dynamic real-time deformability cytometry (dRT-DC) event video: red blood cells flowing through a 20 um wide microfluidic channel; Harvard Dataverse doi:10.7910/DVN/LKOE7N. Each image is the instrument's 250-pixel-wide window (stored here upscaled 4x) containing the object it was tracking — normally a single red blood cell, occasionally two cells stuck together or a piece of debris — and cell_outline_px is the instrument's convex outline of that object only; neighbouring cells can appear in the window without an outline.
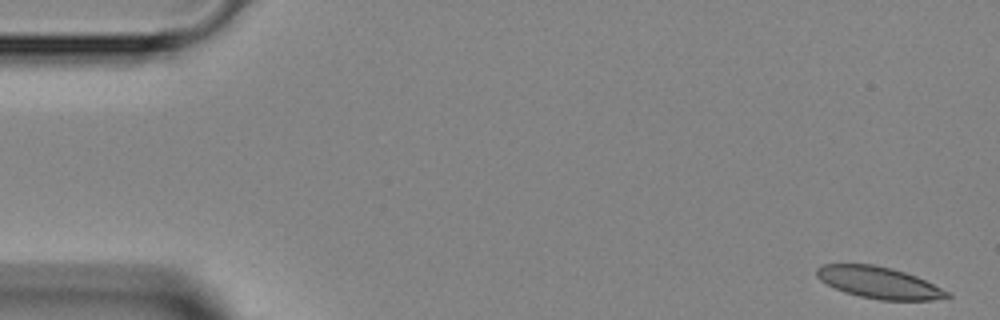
{"species": "Egyptian fruit bat (a non-hibernating species)", "species_latin": "Rousettus aegyptiacus", "temperature_condition": "room temperature", "stored_images_in_passage": 4, "segment_of_instrument_passage": [1, 2], "camera_frame_rate_fps": 3000, "um_per_image_px": 0.085, "animal": {"sex": "female"}, "frame": {"image": 1, "passage_image": 1, "time_ms": 0.0, "image_size_px": [1000, 320], "cell_outline_px": [[952, 296], [932, 300], [880, 300], [860, 296], [844, 292], [820, 280], [816, 276], [816, 268], [824, 264], [872, 264], [892, 268], [916, 276], [948, 292]], "centroid_in_image_um": [74.68, 24.02], "position_along_channel_um": 10.3, "area_um2": 23.76}}
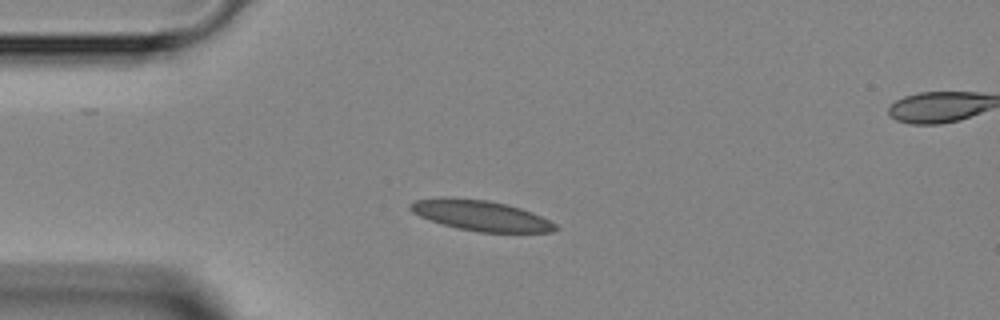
{"frame": {"image": 2, "passage_image": 3, "time_ms": 3.333, "image_size_px": [1000, 320], "cell_outline_px": [[560, 228], [552, 232], [480, 232], [456, 228], [420, 216], [412, 212], [408, 208], [408, 204], [416, 200], [440, 196], [444, 196], [488, 200], [508, 204], [532, 212], [556, 224]], "centroid_in_image_um": [40.84, 18.3], "position_along_channel_um": 44.2, "area_um2": 25.84}}